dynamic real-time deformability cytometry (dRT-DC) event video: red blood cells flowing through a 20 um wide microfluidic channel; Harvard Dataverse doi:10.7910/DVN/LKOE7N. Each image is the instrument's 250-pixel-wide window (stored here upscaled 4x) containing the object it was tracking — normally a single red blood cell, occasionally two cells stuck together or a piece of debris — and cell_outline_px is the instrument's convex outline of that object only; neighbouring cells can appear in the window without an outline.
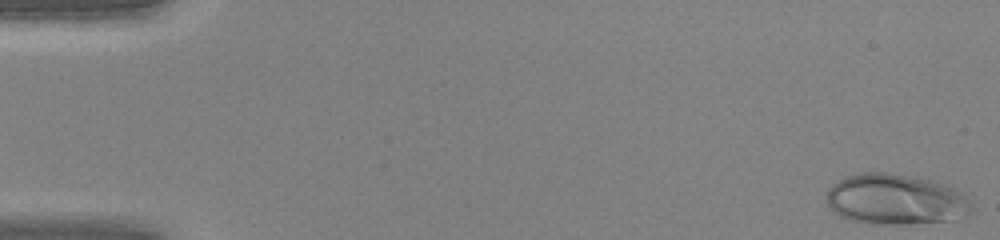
{"species": "human", "species_latin": "Homo sapiens", "temperature_condition": "warm", "stored_images_in_passage": 44, "camera_frame_rate_fps": 3000, "um_per_image_px": 0.085, "donor": {"sex": "female"}, "frame": {"image": 1, "passage_image": 1, "time_ms": 0.0, "image_size_px": [1000, 240], "cell_outline_px": [[972, 208], [964, 216], [952, 220], [896, 224], [868, 224], [852, 220], [840, 216], [832, 212], [828, 208], [828, 188], [832, 184], [848, 176], [860, 172], [888, 172], [928, 180], [952, 188], [960, 192], [968, 200]], "centroid_in_image_um": [76.05, 16.96], "position_along_channel_um": 8.9, "area_um2": 42.25}}
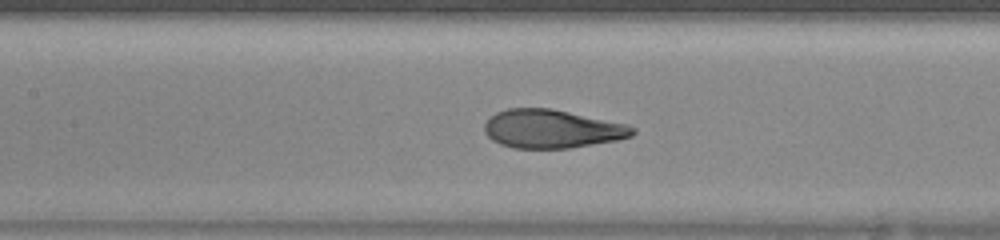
{"frame": {"image": 2, "passage_image": 21, "time_ms": 6.667, "image_size_px": [1000, 240], "cell_outline_px": [[636, 132], [632, 136], [620, 140], [568, 148], [512, 148], [500, 144], [492, 140], [484, 132], [484, 124], [496, 112], [508, 108], [552, 108], [628, 124], [636, 128]], "centroid_in_image_um": [46.94, 10.95], "position_along_channel_um": 160.5, "area_um2": 33.47}}
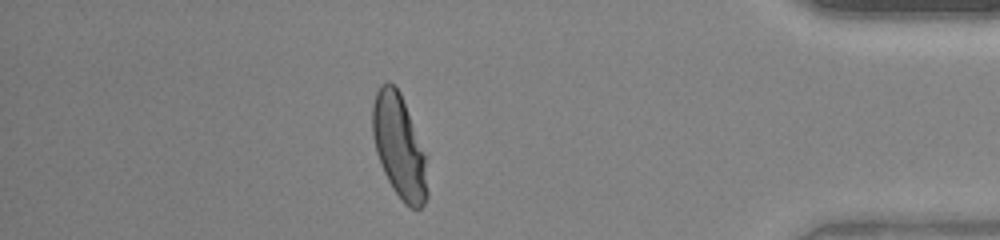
{"frame": {"image": 3, "passage_image": 39, "time_ms": 12.667, "image_size_px": [1000, 240], "cell_outline_px": [[428, 196], [424, 204], [420, 208], [412, 208], [404, 204], [392, 188], [380, 164], [376, 152], [372, 136], [372, 104], [376, 92], [380, 84], [388, 80], [400, 92], [428, 156]], "centroid_in_image_um": [33.96, 12.46], "position_along_channel_um": 401.2, "area_um2": 33.99}}